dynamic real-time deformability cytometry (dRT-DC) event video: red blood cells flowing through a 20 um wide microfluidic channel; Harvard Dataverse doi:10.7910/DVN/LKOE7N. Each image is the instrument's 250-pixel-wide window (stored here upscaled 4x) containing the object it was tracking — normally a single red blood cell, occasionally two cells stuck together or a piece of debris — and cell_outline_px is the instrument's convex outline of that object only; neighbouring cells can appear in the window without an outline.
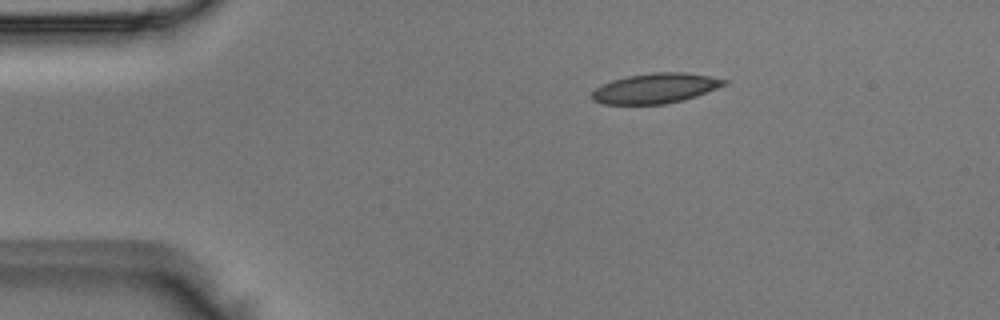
{"species": "Egyptian fruit bat (a non-hibernating species)", "species_latin": "Rousettus aegyptiacus", "temperature_condition": "room temperature", "stored_images_in_passage": 42, "camera_frame_rate_fps": 3000, "um_per_image_px": 0.085, "animal": {"sex": "male"}, "frame": {"image": 1, "passage_image": 1, "time_ms": 0.0, "image_size_px": [1000, 320], "cell_outline_px": [[728, 84], [696, 96], [664, 104], [604, 104], [592, 100], [592, 92], [596, 88], [612, 80], [628, 76], [656, 72], [684, 72], [708, 76], [728, 80]], "centroid_in_image_um": [55.72, 7.5], "position_along_channel_um": 29.3, "area_um2": 22.89}}
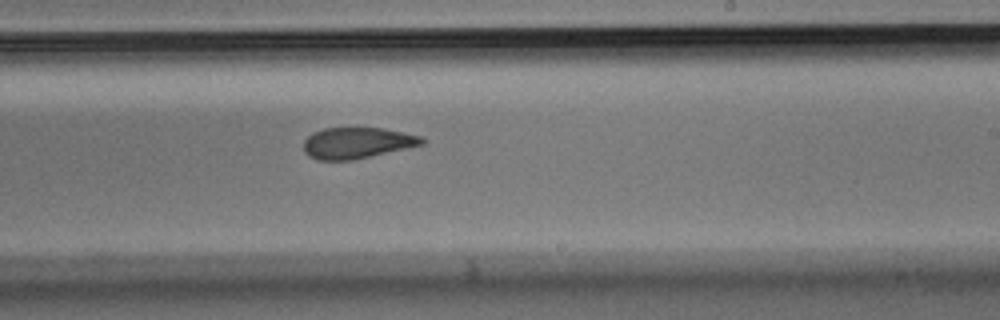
{"frame": {"image": 2, "passage_image": 22, "time_ms": 7.0, "image_size_px": [1000, 320], "cell_outline_px": [[424, 144], [352, 160], [316, 160], [308, 156], [304, 152], [304, 140], [312, 132], [324, 128], [384, 128], [404, 132], [420, 136], [424, 140]], "centroid_in_image_um": [30.31, 12.14], "position_along_channel_um": 258.7, "area_um2": 21.39}}
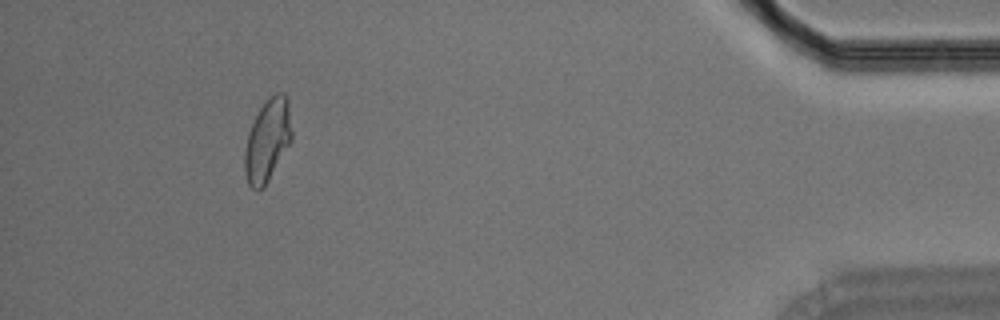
{"frame": {"image": 3, "passage_image": 38, "time_ms": 12.333, "image_size_px": [1000, 320], "cell_outline_px": [[292, 140], [264, 188], [256, 192], [248, 184], [244, 172], [244, 152], [248, 132], [260, 108], [276, 92], [284, 92], [288, 96], [292, 132]], "centroid_in_image_um": [22.74, 11.96], "position_along_channel_um": 412.5, "area_um2": 22.77}}